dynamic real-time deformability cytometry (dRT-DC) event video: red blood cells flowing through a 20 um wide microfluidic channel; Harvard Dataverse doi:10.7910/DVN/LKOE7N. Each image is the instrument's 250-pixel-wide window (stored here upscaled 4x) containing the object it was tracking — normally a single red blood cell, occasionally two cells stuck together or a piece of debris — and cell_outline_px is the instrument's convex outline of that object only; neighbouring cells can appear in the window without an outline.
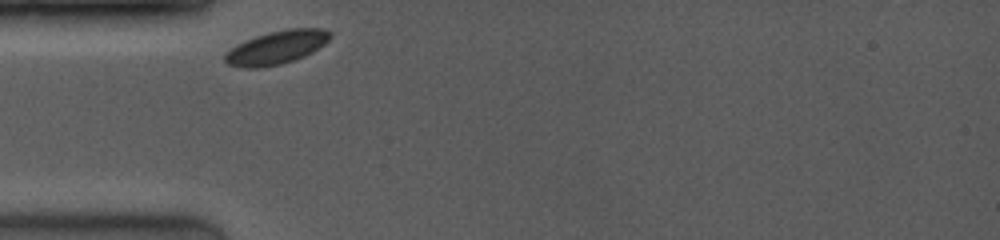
{"species": "common noctule bat (a hibernating species)", "species_latin": "Nyctalus noctula", "temperature_condition": "room temperature", "stored_images_in_passage": 22, "camera_frame_rate_fps": 4000, "um_per_image_px": 0.085, "animal": {"sex": "female", "body_mass_g": 19.0, "forearm_length_mm": 53.3}, "frame": {"image": 1, "passage_image": 1, "time_ms": 0.0, "image_size_px": [1000, 240], "cell_outline_px": [[332, 36], [324, 44], [312, 52], [304, 56], [280, 64], [252, 68], [228, 64], [224, 60], [224, 56], [232, 48], [244, 40], [268, 32], [288, 28], [320, 28], [328, 32]], "centroid_in_image_um": [23.52, 4.01], "position_along_channel_um": 61.5, "area_um2": 20.0}}
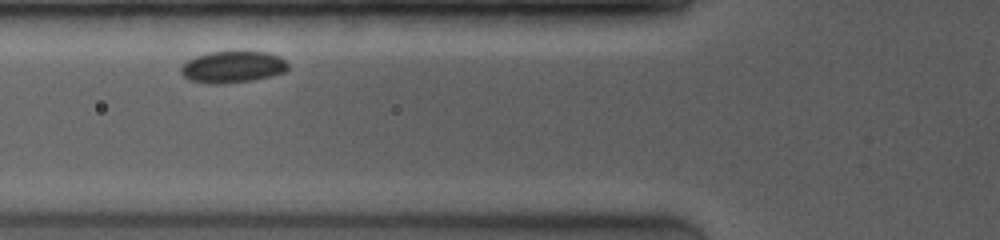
{"frame": {"image": 2, "passage_image": 7, "time_ms": 1.25, "image_size_px": [1000, 240], "cell_outline_px": [[288, 68], [284, 72], [252, 80], [216, 84], [192, 80], [184, 76], [180, 72], [180, 68], [188, 60], [196, 56], [208, 52], [268, 52], [280, 56], [288, 64]], "centroid_in_image_um": [19.78, 5.68], "position_along_channel_um": 106.0, "area_um2": 19.36}}
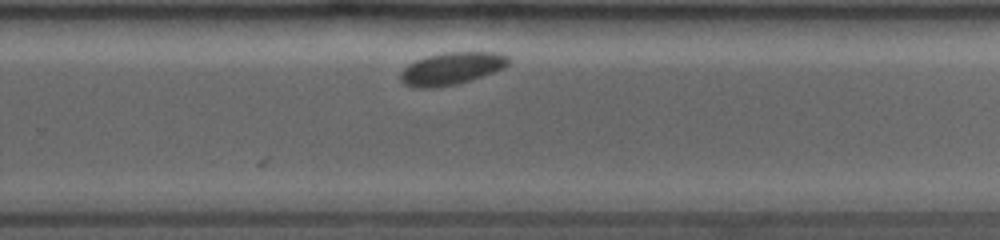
{"frame": {"image": 3, "passage_image": 22, "time_ms": 6.25, "image_size_px": [1000, 240], "cell_outline_px": [[508, 64], [492, 72], [468, 80], [452, 84], [428, 88], [416, 88], [404, 84], [400, 80], [400, 72], [408, 64], [416, 60], [428, 56], [444, 52], [500, 52], [508, 56]], "centroid_in_image_um": [38.33, 5.8], "position_along_channel_um": 291.5, "area_um2": 19.94}}